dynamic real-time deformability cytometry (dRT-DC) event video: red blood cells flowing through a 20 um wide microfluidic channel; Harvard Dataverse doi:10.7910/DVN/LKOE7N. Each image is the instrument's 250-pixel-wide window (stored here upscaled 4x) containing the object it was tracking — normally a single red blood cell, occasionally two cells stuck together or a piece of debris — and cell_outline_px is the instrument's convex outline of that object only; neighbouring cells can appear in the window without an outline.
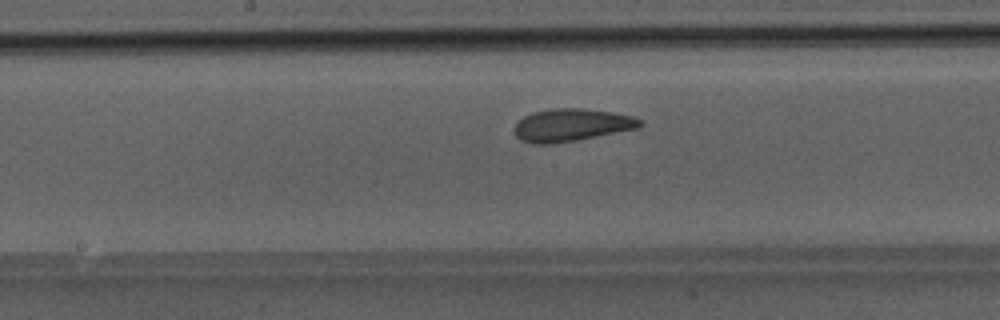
{"species": "Egyptian fruit bat (a non-hibernating species)", "species_latin": "Rousettus aegyptiacus", "temperature_condition": "room temperature", "stored_images_in_passage": 39, "camera_frame_rate_fps": 3000, "um_per_image_px": 0.085, "animal": {"sex": "male"}, "frame": {"image": 1, "passage_image": 16, "time_ms": 5.0, "image_size_px": [1000, 320], "cell_outline_px": [[644, 124], [640, 128], [576, 140], [548, 144], [532, 144], [520, 140], [516, 136], [516, 124], [524, 116], [536, 112], [556, 108], [584, 108], [612, 112], [632, 116], [644, 120]], "centroid_in_image_um": [48.64, 10.63], "position_along_channel_um": 199.6, "area_um2": 23.76}}
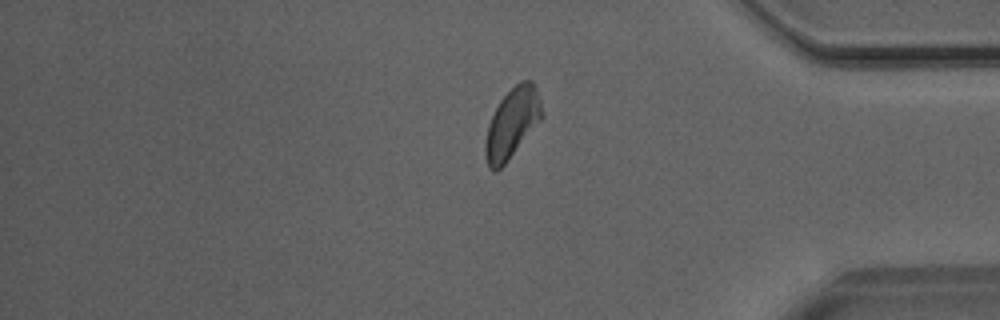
{"frame": {"image": 2, "passage_image": 31, "time_ms": 10.0, "image_size_px": [1000, 320], "cell_outline_px": [[544, 116], [508, 160], [496, 172], [492, 172], [488, 168], [484, 152], [484, 140], [488, 124], [500, 100], [520, 80], [532, 80], [536, 88], [540, 100]], "centroid_in_image_um": [43.51, 10.49], "position_along_channel_um": 391.7, "area_um2": 23.06}}
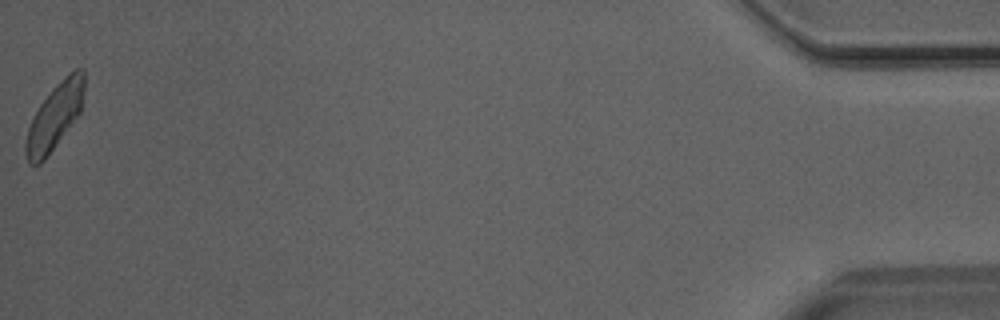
{"frame": {"image": 3, "passage_image": 39, "time_ms": 12.667, "image_size_px": [1000, 320], "cell_outline_px": [[84, 92], [80, 112], [44, 160], [40, 164], [28, 164], [24, 152], [24, 144], [28, 128], [40, 104], [52, 88], [64, 76], [76, 68], [84, 68]], "centroid_in_image_um": [4.64, 9.89], "position_along_channel_um": 430.6, "area_um2": 22.2}}